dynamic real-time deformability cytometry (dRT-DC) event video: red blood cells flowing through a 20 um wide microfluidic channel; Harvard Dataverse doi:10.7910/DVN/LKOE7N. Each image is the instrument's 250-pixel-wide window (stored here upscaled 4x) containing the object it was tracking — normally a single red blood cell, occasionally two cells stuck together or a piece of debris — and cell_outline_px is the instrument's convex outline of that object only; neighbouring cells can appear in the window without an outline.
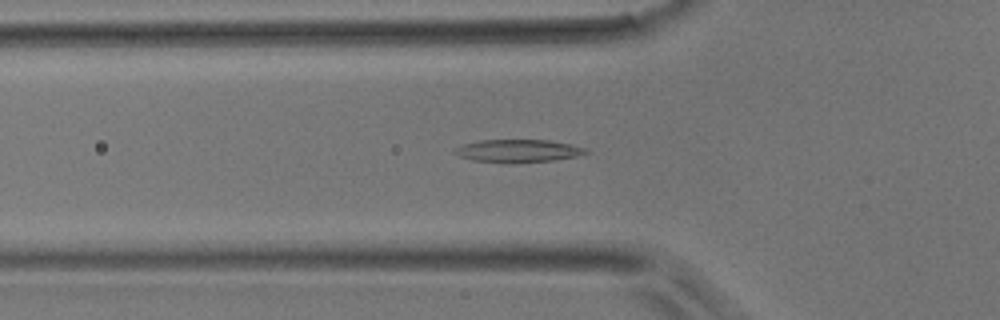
{"species": "common noctule bat (a hibernating species)", "species_latin": "Nyctalus noctula", "temperature_condition": "room temperature", "stored_images_in_passage": 48, "camera_frame_rate_fps": 3000, "um_per_image_px": 0.085, "animal": {"sex": "male", "body_mass_g": 17.9}, "frame": {"image": 1, "passage_image": 15, "time_ms": 4.667, "image_size_px": [1000, 320], "cell_outline_px": [[588, 152], [576, 156], [556, 160], [512, 164], [472, 160], [460, 156], [452, 152], [456, 148], [464, 144], [480, 140], [548, 140], [572, 144], [584, 148]], "centroid_in_image_um": [44.03, 12.84], "position_along_channel_um": 81.8, "area_um2": 17.51}}
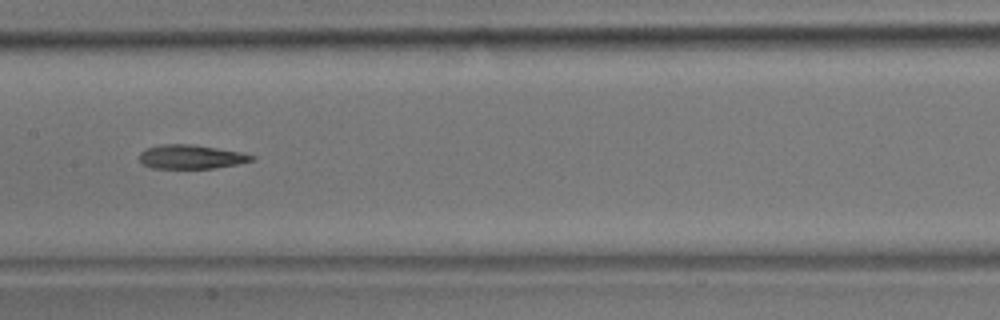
{"frame": {"image": 2, "passage_image": 23, "time_ms": 7.333, "image_size_px": [1000, 320], "cell_outline_px": [[256, 160], [236, 164], [212, 168], [152, 168], [144, 164], [140, 160], [140, 152], [144, 148], [160, 144], [192, 144], [240, 152], [256, 156]], "centroid_in_image_um": [16.23, 13.32], "position_along_channel_um": 191.2, "area_um2": 15.66}}
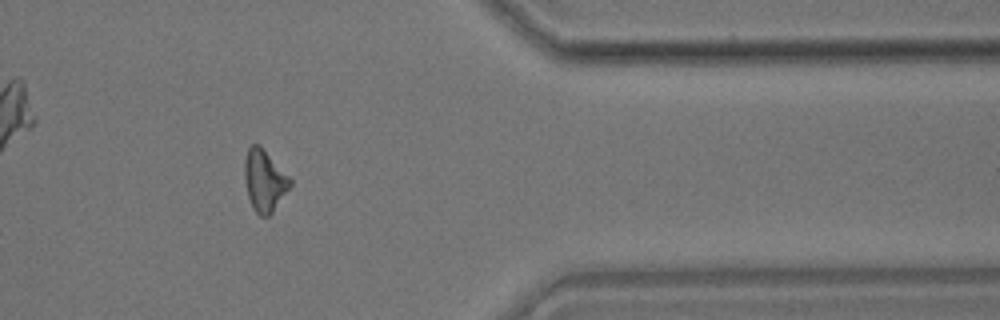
{"frame": {"image": 3, "passage_image": 39, "time_ms": 12.667, "image_size_px": [1000, 320], "cell_outline_px": [[292, 184], [272, 212], [268, 216], [260, 216], [256, 212], [248, 196], [244, 180], [244, 160], [248, 148], [252, 144], [260, 144], [292, 180]], "centroid_in_image_um": [22.46, 15.32], "position_along_channel_um": 388.9, "area_um2": 16.24}}